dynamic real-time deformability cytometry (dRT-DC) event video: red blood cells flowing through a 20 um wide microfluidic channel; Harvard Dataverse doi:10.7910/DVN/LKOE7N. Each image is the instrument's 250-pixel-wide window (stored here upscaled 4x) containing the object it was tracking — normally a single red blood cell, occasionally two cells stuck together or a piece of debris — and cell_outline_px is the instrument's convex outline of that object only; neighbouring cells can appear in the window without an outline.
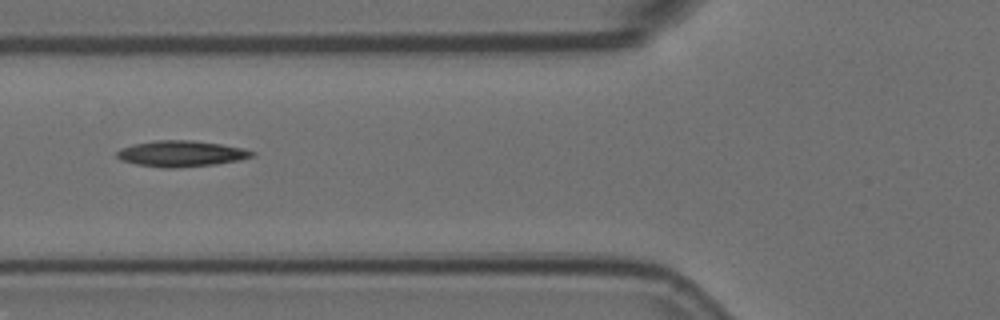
{"species": "Egyptian fruit bat (a non-hibernating species)", "species_latin": "Rousettus aegyptiacus", "temperature_condition": "room temperature", "stored_images_in_passage": 8, "camera_frame_rate_fps": 3000, "um_per_image_px": 0.085, "animal": {"sex": "female"}, "frame": {"image": 1, "passage_image": 6, "time_ms": 1.667, "image_size_px": [1000, 320], "cell_outline_px": [[256, 152], [252, 156], [240, 160], [216, 164], [176, 168], [160, 168], [136, 164], [120, 160], [116, 156], [116, 152], [120, 148], [132, 144], [156, 140], [192, 140], [220, 144], [244, 148]], "centroid_in_image_um": [15.37, 13.06], "position_along_channel_um": 110.4, "area_um2": 20.63}}
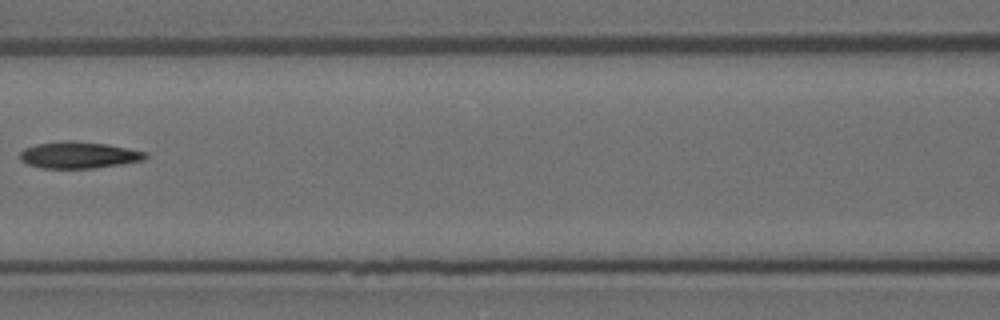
{"frame": {"image": 2, "passage_image": 7, "time_ms": 2.0, "image_size_px": [1000, 320], "cell_outline_px": [[148, 156], [144, 160], [96, 168], [40, 168], [28, 164], [20, 160], [20, 152], [24, 148], [36, 144], [64, 140], [72, 140], [108, 144], [148, 152]], "centroid_in_image_um": [6.7, 13.17], "position_along_channel_um": 159.9, "area_um2": 19.65}}
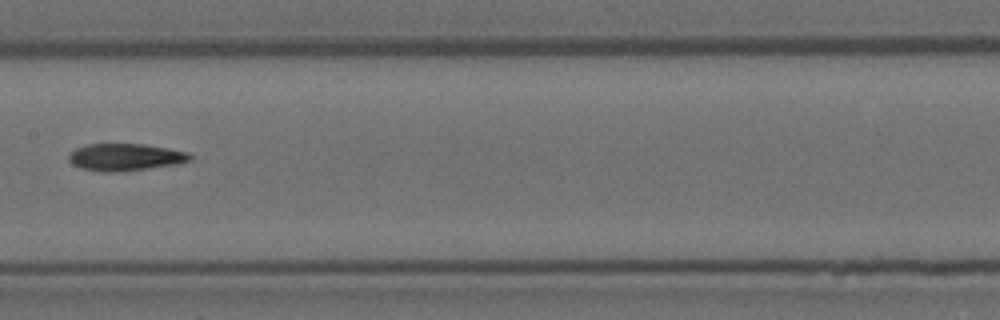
{"frame": {"image": 3, "passage_image": 8, "time_ms": 2.333, "image_size_px": [1000, 320], "cell_outline_px": [[192, 160], [176, 164], [120, 172], [104, 172], [84, 168], [72, 164], [68, 160], [68, 156], [76, 148], [84, 144], [144, 144], [168, 148], [188, 152], [192, 156]], "centroid_in_image_um": [10.66, 13.35], "position_along_channel_um": 196.7, "area_um2": 19.13}}